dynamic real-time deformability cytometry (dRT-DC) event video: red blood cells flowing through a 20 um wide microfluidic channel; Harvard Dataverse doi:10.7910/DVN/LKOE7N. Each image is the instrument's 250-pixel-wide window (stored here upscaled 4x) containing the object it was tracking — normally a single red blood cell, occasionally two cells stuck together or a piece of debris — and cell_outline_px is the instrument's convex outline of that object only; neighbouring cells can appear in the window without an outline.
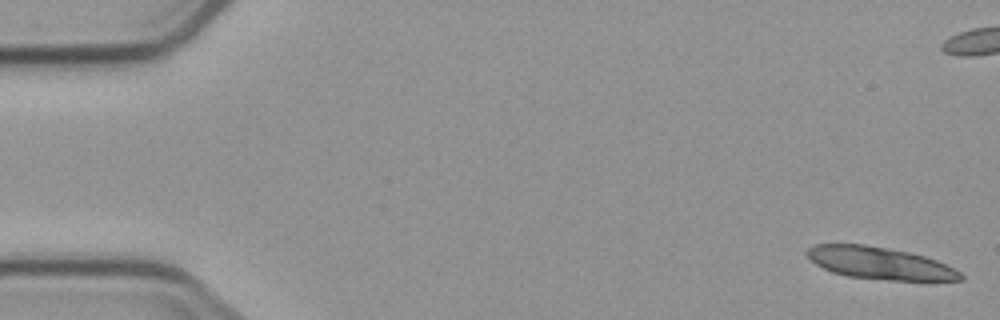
{"species": "common noctule bat (a hibernating species)", "species_latin": "Nyctalus noctula", "temperature_condition": "cold", "stored_images_in_passage": 8, "camera_frame_rate_fps": 3000, "um_per_image_px": 0.085, "animal": {"sex": "male", "body_mass_g": 23.1, "forearm_length_mm": 52.7}, "frame": {"image": 1, "passage_image": 1, "time_ms": 0.0, "image_size_px": [1000, 320], "cell_outline_px": [[964, 280], [892, 280], [848, 276], [832, 272], [816, 264], [804, 252], [808, 248], [816, 244], [864, 244], [888, 248], [908, 252], [924, 256], [936, 260], [960, 272], [964, 276]], "centroid_in_image_um": [74.76, 22.36], "position_along_channel_um": 10.2, "area_um2": 28.44}}